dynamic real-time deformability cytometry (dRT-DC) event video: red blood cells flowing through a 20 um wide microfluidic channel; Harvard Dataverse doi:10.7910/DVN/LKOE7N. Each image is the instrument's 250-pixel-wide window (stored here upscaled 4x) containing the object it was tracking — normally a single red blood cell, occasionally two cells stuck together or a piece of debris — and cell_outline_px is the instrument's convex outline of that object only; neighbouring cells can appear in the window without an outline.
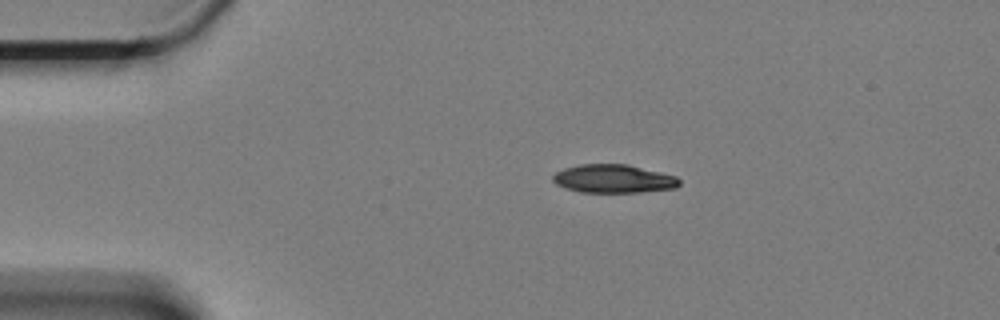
{"species": "Egyptian fruit bat (a non-hibernating species)", "species_latin": "Rousettus aegyptiacus", "temperature_condition": "cold", "stored_images_in_passage": 49, "camera_frame_rate_fps": 3000, "um_per_image_px": 0.085, "animal": {"sex": "female"}, "frame": {"image": 1, "passage_image": 1, "time_ms": 0.0, "image_size_px": [1000, 320], "cell_outline_px": [[680, 184], [676, 188], [640, 192], [580, 192], [564, 188], [556, 184], [552, 180], [552, 176], [556, 172], [564, 168], [580, 164], [628, 164], [676, 176], [680, 180]], "centroid_in_image_um": [52.13, 15.19], "position_along_channel_um": 32.9, "area_um2": 20.98}}
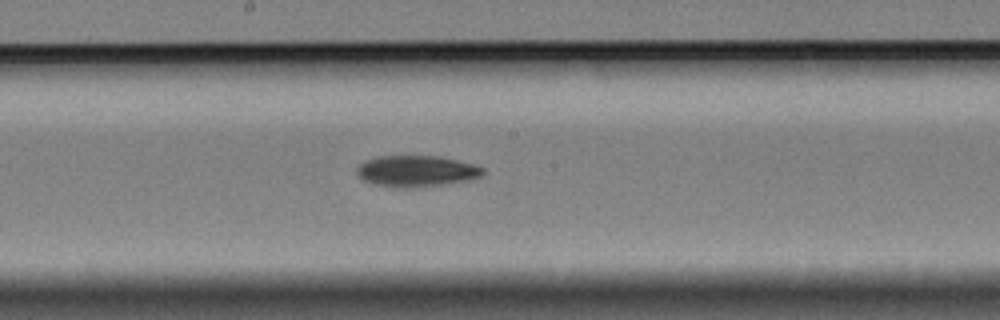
{"frame": {"image": 2, "passage_image": 21, "time_ms": 6.667, "image_size_px": [1000, 320], "cell_outline_px": [[484, 172], [480, 176], [468, 180], [444, 184], [404, 188], [376, 184], [364, 180], [356, 172], [356, 168], [364, 160], [376, 156], [440, 156], [472, 164], [484, 168]], "centroid_in_image_um": [35.37, 14.53], "position_along_channel_um": 212.8, "area_um2": 22.66}}
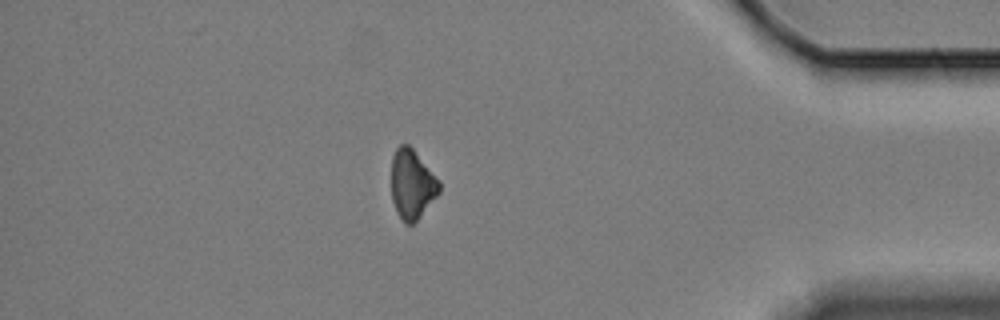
{"frame": {"image": 3, "passage_image": 41, "time_ms": 13.333, "image_size_px": [1000, 320], "cell_outline_px": [[440, 192], [420, 216], [412, 224], [404, 224], [392, 200], [392, 156], [396, 148], [400, 144], [408, 144], [412, 148], [440, 180]], "centroid_in_image_um": [35.03, 15.64], "position_along_channel_um": 400.2, "area_um2": 19.19}, "authors_computed_cell_mechanics": {"area_um2": 21.675, "velocity_mm_per_s": 3.3318, "shape_relaxation_time_tau1_ms": 4.0854, "shape_relaxation_time_tau2_ms": null, "deformation_change_tau1": 0.0977, "deformation_change_tau2": null}}